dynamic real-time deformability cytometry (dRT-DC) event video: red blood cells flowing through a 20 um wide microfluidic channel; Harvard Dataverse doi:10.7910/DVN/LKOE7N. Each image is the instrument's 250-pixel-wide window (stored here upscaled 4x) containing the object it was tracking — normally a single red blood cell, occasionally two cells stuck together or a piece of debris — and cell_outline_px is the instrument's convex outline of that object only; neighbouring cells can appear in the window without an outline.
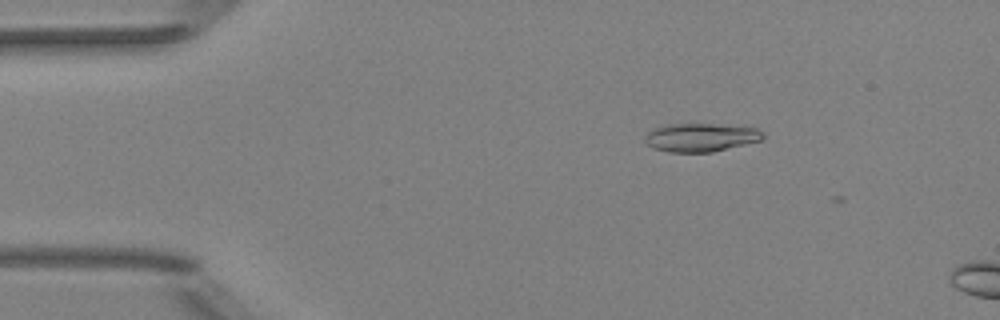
{"species": "Egyptian fruit bat (a non-hibernating species)", "species_latin": "Rousettus aegyptiacus", "temperature_condition": "room temperature", "stored_images_in_passage": 3, "camera_frame_rate_fps": 3000, "um_per_image_px": 0.085, "animal": {"sex": "female"}, "frame": {"image": 1, "passage_image": 1, "time_ms": 0.0, "image_size_px": [1000, 320], "cell_outline_px": [[764, 140], [712, 152], [668, 152], [652, 148], [644, 140], [644, 136], [652, 128], [664, 124], [712, 124], [756, 128], [764, 132]], "centroid_in_image_um": [59.55, 11.68], "position_along_channel_um": 25.5, "area_um2": 19.71}}